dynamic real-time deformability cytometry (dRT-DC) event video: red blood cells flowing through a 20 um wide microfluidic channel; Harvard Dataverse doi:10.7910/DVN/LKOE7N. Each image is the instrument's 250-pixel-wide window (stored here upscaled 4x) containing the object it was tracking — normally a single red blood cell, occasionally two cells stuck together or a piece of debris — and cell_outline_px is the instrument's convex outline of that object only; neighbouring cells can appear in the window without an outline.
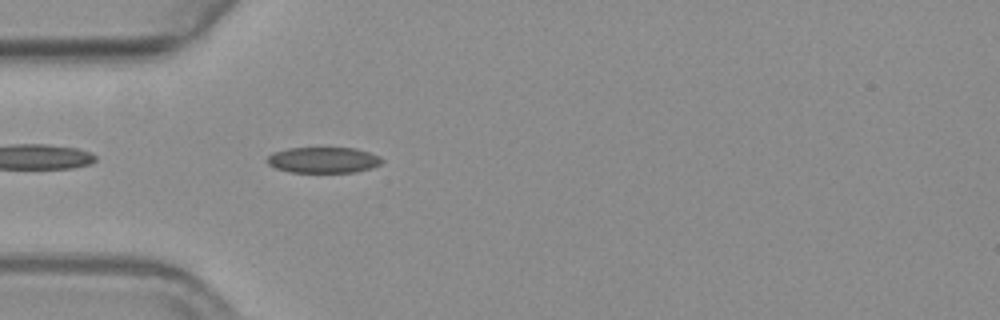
{"species": "common noctule bat (a hibernating species)", "species_latin": "Nyctalus noctula", "temperature_condition": "warm", "stored_images_in_passage": 43, "camera_frame_rate_fps": 3000, "um_per_image_px": 0.085, "animal": {"sex": "female", "body_mass_g": 19.3, "forearm_length_mm": 54.1}, "frame": {"image": 1, "passage_image": 4, "time_ms": 1.0, "image_size_px": [1000, 320], "cell_outline_px": [[384, 160], [380, 164], [372, 168], [356, 172], [292, 172], [276, 168], [268, 164], [268, 156], [272, 152], [288, 148], [356, 148], [380, 156]], "centroid_in_image_um": [27.51, 13.6], "position_along_channel_um": 57.5, "area_um2": 17.28}}
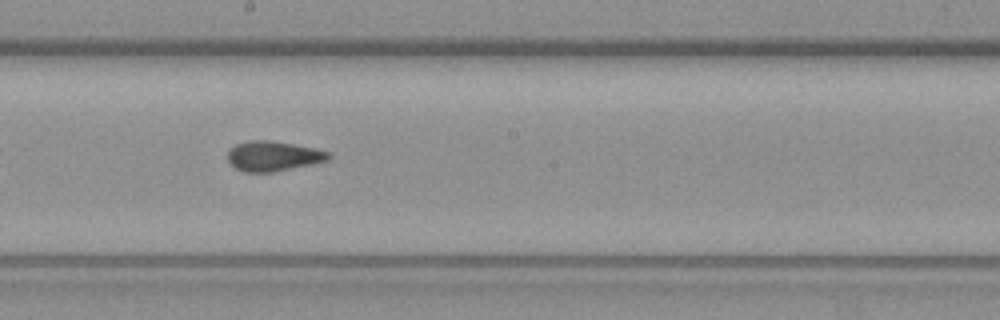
{"frame": {"image": 2, "passage_image": 18, "time_ms": 5.667, "image_size_px": [1000, 320], "cell_outline_px": [[332, 156], [328, 160], [312, 164], [272, 172], [244, 172], [228, 164], [228, 152], [236, 144], [248, 140], [272, 140], [332, 152]], "centroid_in_image_um": [23.22, 13.27], "position_along_channel_um": 225.0, "area_um2": 17.63}}
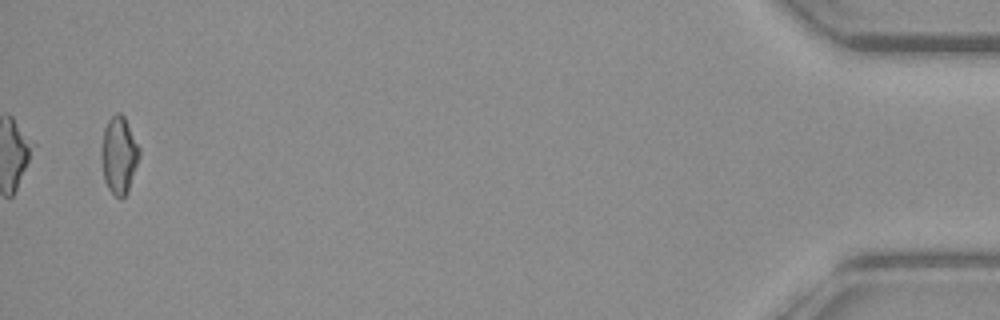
{"frame": {"image": 3, "passage_image": 42, "time_ms": 13.667, "image_size_px": [1000, 320], "cell_outline_px": [[140, 156], [128, 192], [120, 200], [108, 188], [104, 180], [100, 160], [100, 148], [104, 128], [108, 120], [116, 112], [120, 112], [124, 116], [140, 148]], "centroid_in_image_um": [10.1, 13.19], "position_along_channel_um": 425.1, "area_um2": 17.4}, "authors_computed_cell_mechanics": {"area_um2": 17.629, "velocity_mm_per_s": 3.6573, "shape_relaxation_time_tau1_ms": null, "shape_relaxation_time_tau2_ms": 1.6638, "deformation_change_tau1": null, "deformation_change_tau2": 0.0669}}